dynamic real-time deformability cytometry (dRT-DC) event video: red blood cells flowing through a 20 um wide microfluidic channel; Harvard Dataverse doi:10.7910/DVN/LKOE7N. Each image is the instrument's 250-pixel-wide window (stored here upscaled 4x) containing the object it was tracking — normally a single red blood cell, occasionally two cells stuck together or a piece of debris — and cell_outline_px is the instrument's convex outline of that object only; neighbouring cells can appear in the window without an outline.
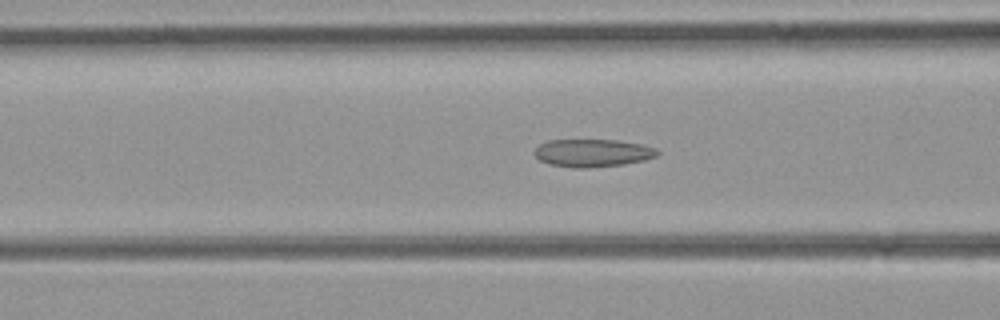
{"species": "common noctule bat (a hibernating species)", "species_latin": "Nyctalus noctula", "temperature_condition": "room temperature", "stored_images_in_passage": 47, "segment_of_instrument_passage": [1, 2], "camera_frame_rate_fps": 3000, "um_per_image_px": 0.085, "animal": {"sex": "female", "body_mass_g": 21.9}, "frame": {"image": 1, "passage_image": 15, "time_ms": 4.667, "image_size_px": [1000, 320], "cell_outline_px": [[660, 152], [656, 156], [644, 160], [624, 164], [588, 168], [572, 168], [548, 164], [540, 160], [532, 152], [540, 144], [548, 140], [616, 140], [644, 144], [656, 148]], "centroid_in_image_um": [50.37, 13.0], "position_along_channel_um": 116.2, "area_um2": 20.06}}
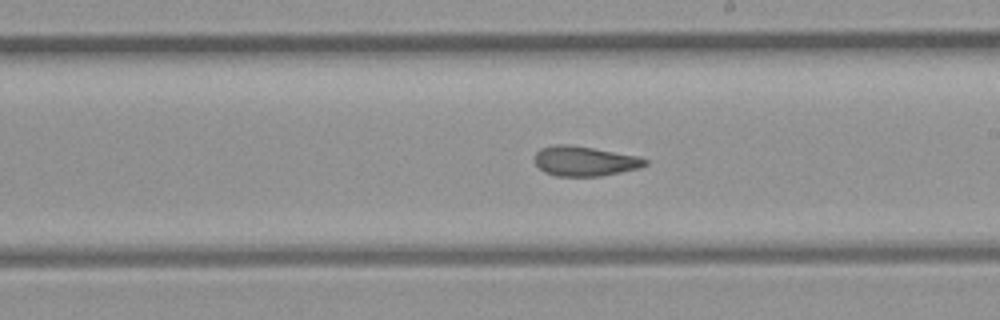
{"frame": {"image": 2, "passage_image": 24, "time_ms": 7.667, "image_size_px": [1000, 320], "cell_outline_px": [[648, 164], [640, 168], [600, 176], [556, 176], [544, 172], [536, 164], [536, 152], [540, 148], [556, 144], [568, 144], [640, 156], [648, 160]], "centroid_in_image_um": [49.72, 13.69], "position_along_channel_um": 239.3, "area_um2": 19.19}}
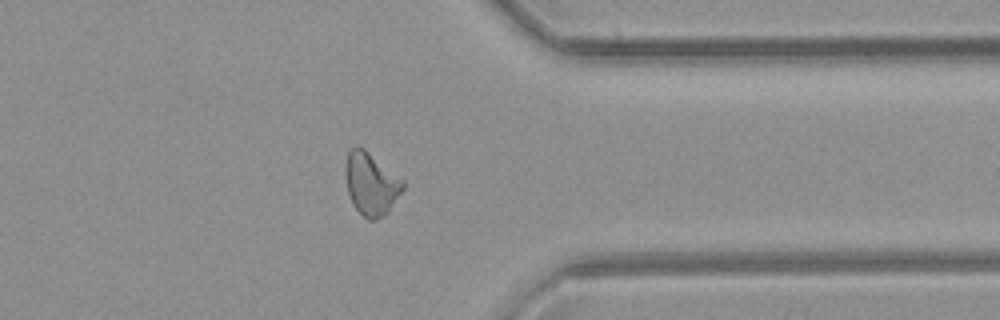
{"frame": {"image": 3, "passage_image": 35, "time_ms": 11.333, "image_size_px": [1000, 320], "cell_outline_px": [[404, 188], [388, 212], [384, 216], [376, 220], [368, 220], [352, 204], [348, 192], [344, 172], [344, 168], [348, 152], [356, 144], [364, 148], [404, 180]], "centroid_in_image_um": [31.53, 15.61], "position_along_channel_um": 379.9, "area_um2": 21.1}}